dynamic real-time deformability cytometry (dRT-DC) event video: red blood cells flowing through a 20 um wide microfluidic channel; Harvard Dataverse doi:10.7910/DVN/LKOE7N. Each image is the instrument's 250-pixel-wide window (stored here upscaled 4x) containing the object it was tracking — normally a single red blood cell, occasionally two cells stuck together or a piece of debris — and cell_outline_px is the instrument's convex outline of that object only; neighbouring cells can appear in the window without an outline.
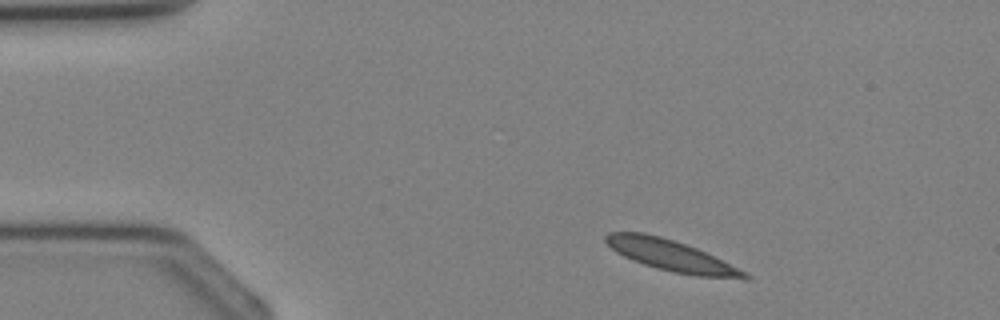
{"species": "Egyptian fruit bat (a non-hibernating species)", "species_latin": "Rousettus aegyptiacus", "temperature_condition": "cold", "stored_images_in_passage": 2, "camera_frame_rate_fps": 3000, "um_per_image_px": 0.085, "animal": {"sex": "female"}, "frame": {"image": 1, "passage_image": 1, "time_ms": 0.0, "image_size_px": [1000, 320], "cell_outline_px": [[752, 276], [748, 280], [744, 280], [696, 276], [672, 272], [656, 268], [632, 260], [616, 252], [604, 240], [604, 236], [608, 232], [644, 232], [660, 236], [696, 248]], "centroid_in_image_um": [57.02, 21.74], "position_along_channel_um": 28.0, "area_um2": 24.85}}
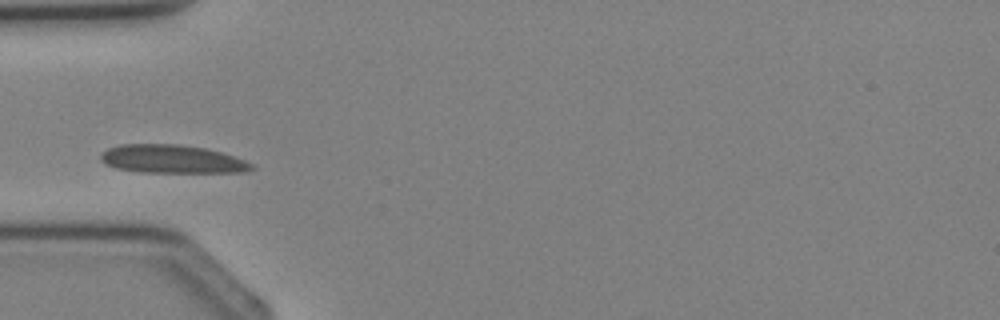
{"frame": {"image": 2, "passage_image": 2, "time_ms": 2.0, "image_size_px": [1000, 320], "cell_outline_px": [[256, 168], [244, 172], [140, 172], [116, 168], [104, 164], [100, 160], [100, 152], [108, 148], [120, 144], [180, 144], [204, 148], [220, 152], [244, 160], [252, 164]], "centroid_in_image_um": [14.56, 13.52], "position_along_channel_um": 70.4, "area_um2": 24.91}}